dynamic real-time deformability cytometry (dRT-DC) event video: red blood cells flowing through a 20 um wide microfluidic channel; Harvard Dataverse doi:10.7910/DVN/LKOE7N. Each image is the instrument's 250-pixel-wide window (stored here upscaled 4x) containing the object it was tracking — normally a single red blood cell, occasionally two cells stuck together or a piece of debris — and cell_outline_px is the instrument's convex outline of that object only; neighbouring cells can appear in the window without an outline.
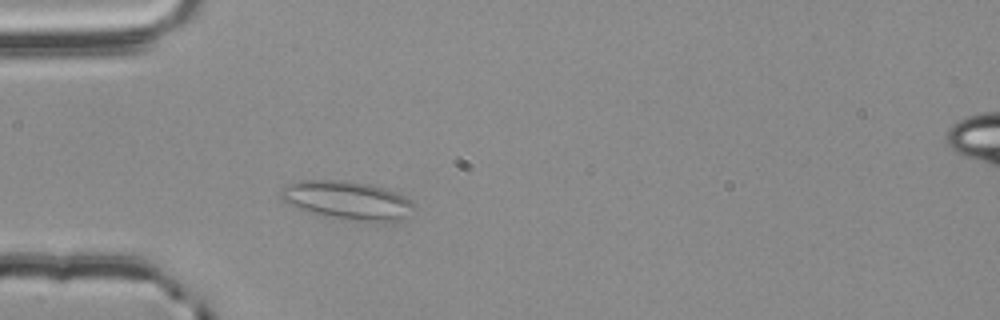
{"species": "common noctule bat (a hibernating species)", "species_latin": "Nyctalus noctula", "temperature_condition": "room temperature", "stored_images_in_passage": 46, "camera_frame_rate_fps": 3000, "um_per_image_px": 0.085, "animal": {"sex": "male", "body_mass_g": 20.4}, "frame": {"image": 1, "passage_image": 7, "time_ms": 2.0, "image_size_px": [1000, 320], "cell_outline_px": [[416, 208], [404, 216], [396, 220], [352, 220], [304, 212], [288, 204], [280, 196], [280, 188], [288, 184], [300, 180], [340, 180], [372, 184], [396, 192], [412, 200], [416, 204]], "centroid_in_image_um": [29.47, 17.0], "position_along_channel_um": 55.5, "area_um2": 29.71}}
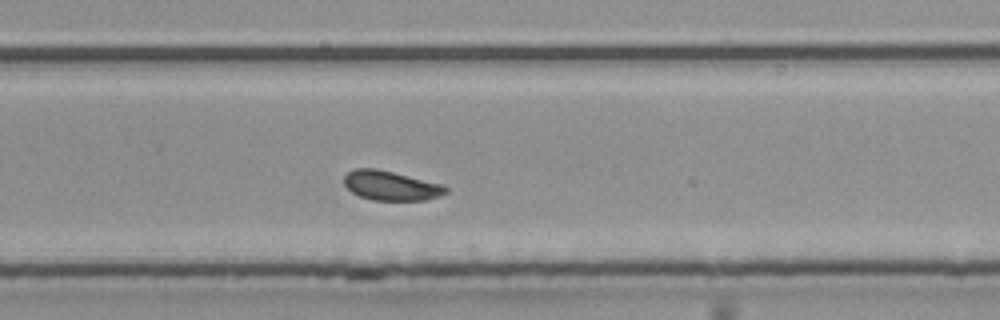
{"frame": {"image": 2, "passage_image": 27, "time_ms": 8.667, "image_size_px": [1000, 320], "cell_outline_px": [[448, 192], [440, 196], [424, 200], [372, 200], [360, 196], [352, 192], [344, 184], [344, 176], [348, 172], [356, 168], [376, 168], [444, 184], [448, 188]], "centroid_in_image_um": [33.25, 15.78], "position_along_channel_um": 296.5, "area_um2": 17.51}}
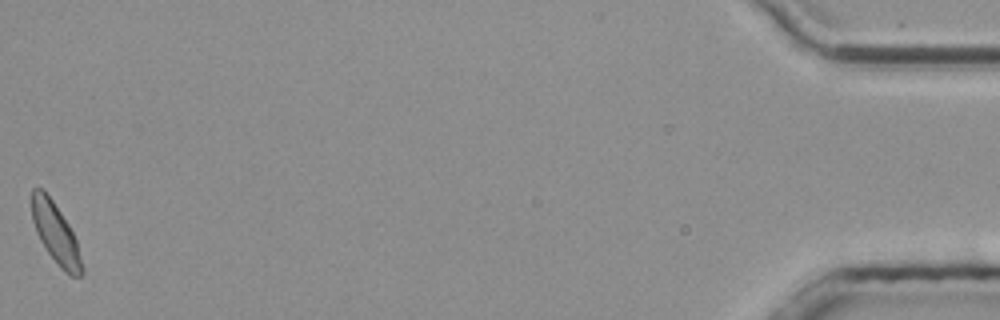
{"frame": {"image": 3, "passage_image": 46, "time_ms": 15.0, "image_size_px": [1000, 320], "cell_outline_px": [[84, 272], [80, 276], [72, 276], [64, 272], [60, 268], [48, 252], [40, 240], [36, 232], [32, 220], [32, 188], [44, 188], [68, 224], [76, 240], [84, 268]], "centroid_in_image_um": [4.73, 19.85], "position_along_channel_um": 430.5, "area_um2": 17.51}, "authors_computed_cell_mechanics": {"area_um2": 17.7735, "velocity_mm_per_s": 3.7324, "shape_relaxation_time_tau1_ms": 10.8286, "shape_relaxation_time_tau2_ms": 2.7832, "deformation_change_tau1": 0.1204, "deformation_change_tau2": 0.0838}}